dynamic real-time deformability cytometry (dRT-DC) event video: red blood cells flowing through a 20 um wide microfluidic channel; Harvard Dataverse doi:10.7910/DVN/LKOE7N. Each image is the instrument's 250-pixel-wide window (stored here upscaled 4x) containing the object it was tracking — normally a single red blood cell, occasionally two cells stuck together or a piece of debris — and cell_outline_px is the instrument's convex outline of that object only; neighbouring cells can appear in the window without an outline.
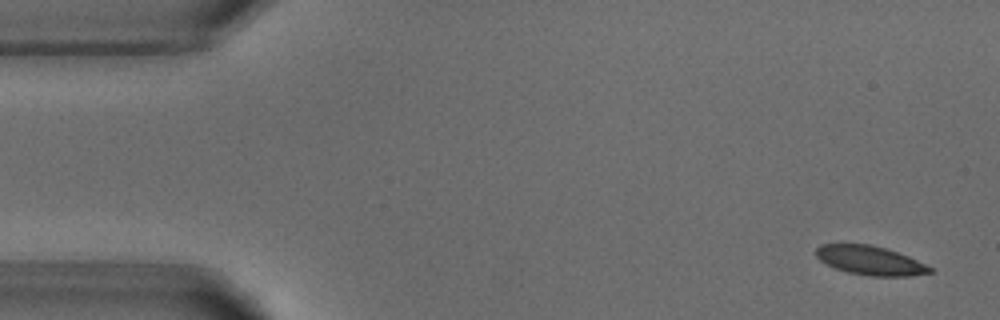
{"species": "common noctule bat (a hibernating species)", "species_latin": "Nyctalus noctula", "temperature_condition": "warm", "stored_images_in_passage": 4, "camera_frame_rate_fps": 3000, "um_per_image_px": 0.085, "animal": {"sex": "male", "body_mass_g": 18.8}, "frame": {"image": 1, "passage_image": 1, "time_ms": 0.0, "image_size_px": [1000, 320], "cell_outline_px": [[936, 272], [912, 276], [868, 276], [848, 272], [836, 268], [820, 260], [816, 256], [816, 248], [820, 244], [872, 244], [908, 256], [932, 268]], "centroid_in_image_um": [73.98, 22.14], "position_along_channel_um": 11.0, "area_um2": 19.19}}
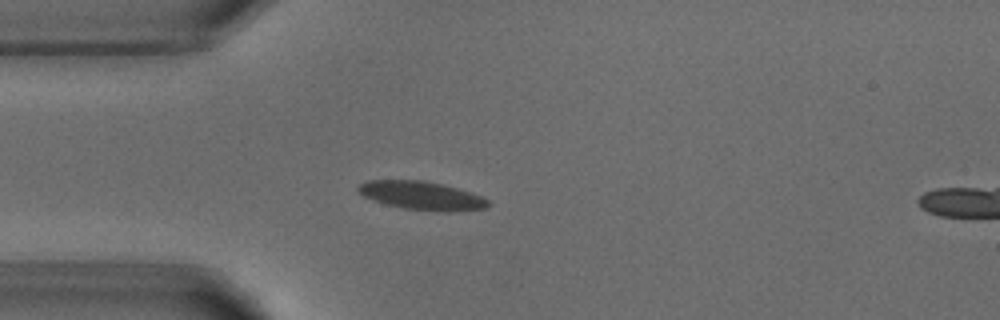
{"frame": {"image": 2, "passage_image": 4, "time_ms": 3.667, "image_size_px": [1000, 320], "cell_outline_px": [[492, 204], [488, 208], [448, 212], [440, 212], [404, 208], [388, 204], [364, 196], [356, 188], [360, 184], [368, 180], [424, 180], [472, 192], [488, 200]], "centroid_in_image_um": [35.9, 16.63], "position_along_channel_um": 49.1, "area_um2": 21.39}}